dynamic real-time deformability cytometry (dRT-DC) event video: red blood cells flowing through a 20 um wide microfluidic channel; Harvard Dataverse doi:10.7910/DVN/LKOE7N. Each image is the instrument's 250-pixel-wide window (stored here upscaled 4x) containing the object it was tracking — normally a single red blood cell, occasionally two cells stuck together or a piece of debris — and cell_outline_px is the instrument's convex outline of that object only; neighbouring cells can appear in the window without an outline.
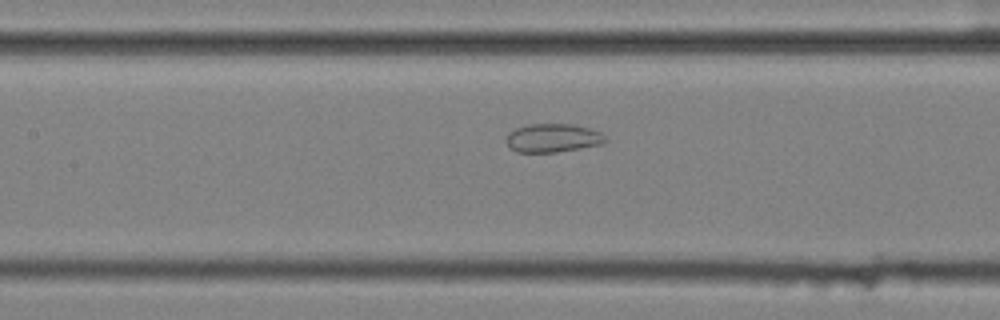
{"species": "common noctule bat (a hibernating species)", "species_latin": "Nyctalus noctula", "temperature_condition": "cold", "stored_images_in_passage": 32, "camera_frame_rate_fps": 3000, "um_per_image_px": 0.085, "animal": {"sex": "female", "body_mass_g": 25.1}, "frame": {"image": 1, "passage_image": 12, "time_ms": 3.667, "image_size_px": [1000, 320], "cell_outline_px": [[608, 140], [604, 144], [556, 152], [516, 152], [504, 140], [508, 132], [516, 128], [528, 124], [572, 124], [588, 128], [600, 132]], "centroid_in_image_um": [46.98, 11.73], "position_along_channel_um": 160.4, "area_um2": 16.53}}
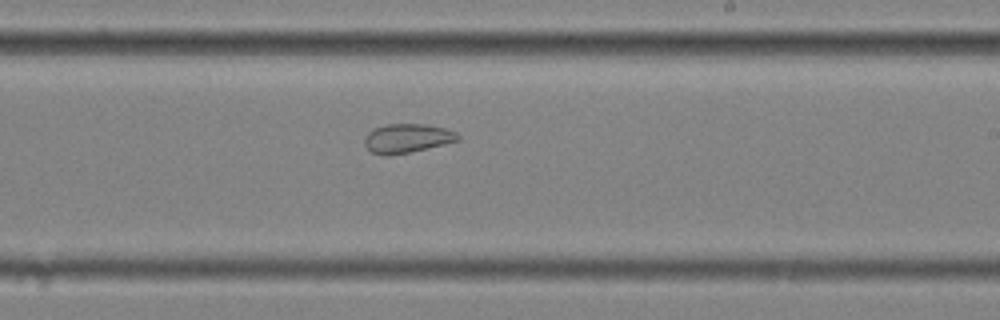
{"frame": {"image": 2, "passage_image": 20, "time_ms": 6.333, "image_size_px": [1000, 320], "cell_outline_px": [[460, 140], [428, 148], [388, 156], [384, 156], [372, 152], [364, 144], [364, 136], [368, 132], [376, 128], [388, 124], [424, 124], [444, 128], [456, 132], [460, 136]], "centroid_in_image_um": [34.6, 11.76], "position_along_channel_um": 254.4, "area_um2": 15.72}}
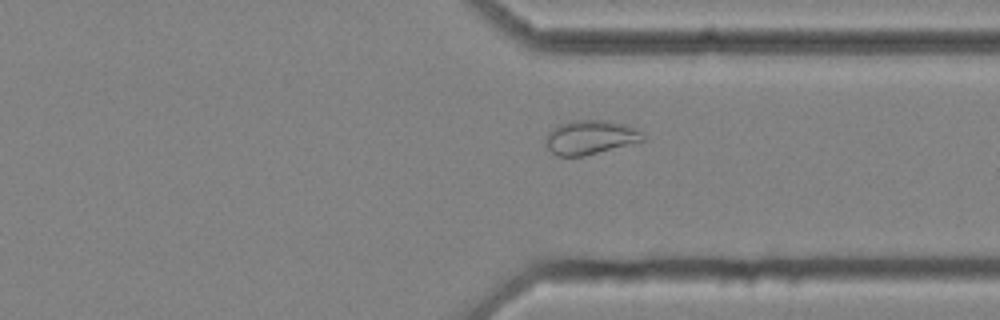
{"frame": {"image": 3, "passage_image": 29, "time_ms": 9.333, "image_size_px": [1000, 320], "cell_outline_px": [[644, 140], [584, 156], [556, 156], [548, 148], [544, 140], [548, 132], [560, 124], [572, 120], [608, 120], [624, 124], [636, 128], [644, 136]], "centroid_in_image_um": [50.14, 11.66], "position_along_channel_um": 361.3, "area_um2": 19.19}}